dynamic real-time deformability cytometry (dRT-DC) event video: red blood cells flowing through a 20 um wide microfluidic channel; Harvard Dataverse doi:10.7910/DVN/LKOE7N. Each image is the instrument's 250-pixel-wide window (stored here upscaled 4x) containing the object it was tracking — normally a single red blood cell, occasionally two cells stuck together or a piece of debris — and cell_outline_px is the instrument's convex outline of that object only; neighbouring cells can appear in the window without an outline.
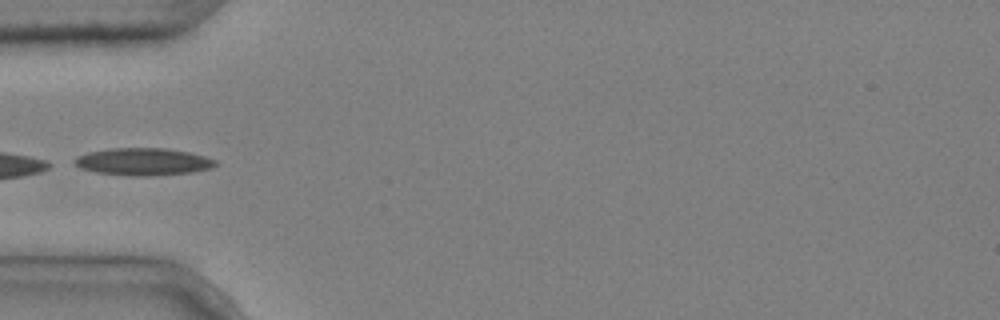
{"species": "common noctule bat (a hibernating species)", "species_latin": "Nyctalus noctula", "temperature_condition": "cold", "stored_images_in_passage": 4, "camera_frame_rate_fps": 3000, "um_per_image_px": 0.085, "animal": {"sex": "male", "body_mass_g": 20.4}, "frame": {"image": 1, "passage_image": 4, "time_ms": 1.0, "image_size_px": [1000, 320], "cell_outline_px": [[220, 164], [212, 168], [192, 172], [148, 176], [132, 176], [96, 172], [80, 168], [72, 160], [76, 156], [88, 152], [108, 148], [164, 148], [188, 152], [204, 156], [216, 160]], "centroid_in_image_um": [12.17, 13.74], "position_along_channel_um": 72.8, "area_um2": 22.54}}